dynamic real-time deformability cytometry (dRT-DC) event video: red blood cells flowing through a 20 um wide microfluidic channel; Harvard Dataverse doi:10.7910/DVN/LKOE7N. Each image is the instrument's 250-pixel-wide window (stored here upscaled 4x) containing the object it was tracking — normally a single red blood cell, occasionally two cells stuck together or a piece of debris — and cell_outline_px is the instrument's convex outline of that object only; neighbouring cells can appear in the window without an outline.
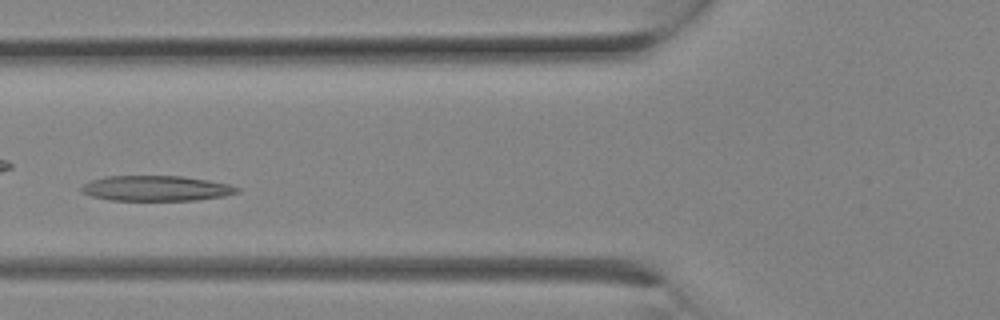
{"species": "Egyptian fruit bat (a non-hibernating species)", "species_latin": "Rousettus aegyptiacus", "temperature_condition": "room temperature", "stored_images_in_passage": 11, "camera_frame_rate_fps": 3000, "um_per_image_px": 0.085, "animal": {"sex": "female"}, "frame": {"image": 1, "passage_image": 10, "time_ms": 3.0, "image_size_px": [1000, 320], "cell_outline_px": [[240, 192], [224, 196], [196, 200], [112, 200], [92, 196], [80, 192], [80, 188], [88, 180], [108, 176], [184, 176], [208, 180], [228, 184], [240, 188]], "centroid_in_image_um": [13.26, 16.0], "position_along_channel_um": 112.5, "area_um2": 23.0}}